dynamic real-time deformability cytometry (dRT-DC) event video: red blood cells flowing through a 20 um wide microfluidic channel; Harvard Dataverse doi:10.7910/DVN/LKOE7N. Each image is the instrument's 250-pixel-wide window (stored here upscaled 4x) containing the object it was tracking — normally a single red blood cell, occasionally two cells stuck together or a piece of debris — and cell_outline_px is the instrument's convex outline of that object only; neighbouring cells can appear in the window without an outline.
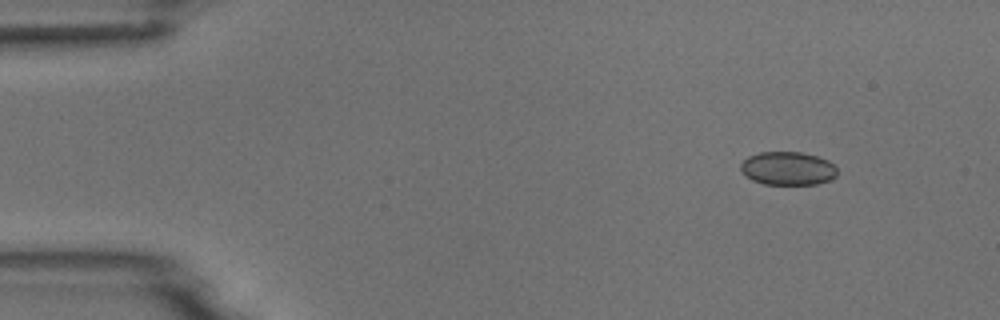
{"species": "common noctule bat (a hibernating species)", "species_latin": "Nyctalus noctula", "temperature_condition": "room temperature", "stored_images_in_passage": 5, "camera_frame_rate_fps": 3000, "um_per_image_px": 0.085, "animal": {"sex": "male", "body_mass_g": 18.8}, "frame": {"image": 1, "passage_image": 2, "time_ms": 1.333, "image_size_px": [1000, 320], "cell_outline_px": [[836, 176], [828, 180], [816, 184], [764, 184], [752, 180], [744, 176], [740, 172], [740, 164], [748, 156], [760, 152], [800, 152], [816, 156], [828, 160], [836, 168]], "centroid_in_image_um": [66.91, 14.31], "position_along_channel_um": 18.1, "area_um2": 18.79}}
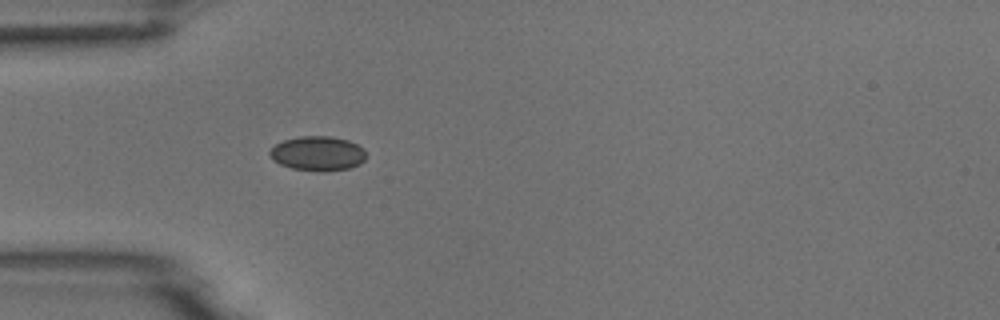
{"frame": {"image": 2, "passage_image": 5, "time_ms": 4.667, "image_size_px": [1000, 320], "cell_outline_px": [[368, 156], [360, 164], [348, 168], [324, 172], [320, 172], [292, 168], [280, 164], [268, 156], [268, 152], [276, 144], [284, 140], [300, 136], [332, 136], [348, 140], [364, 148]], "centroid_in_image_um": [27.03, 13.05], "position_along_channel_um": 58.0, "area_um2": 19.59}}